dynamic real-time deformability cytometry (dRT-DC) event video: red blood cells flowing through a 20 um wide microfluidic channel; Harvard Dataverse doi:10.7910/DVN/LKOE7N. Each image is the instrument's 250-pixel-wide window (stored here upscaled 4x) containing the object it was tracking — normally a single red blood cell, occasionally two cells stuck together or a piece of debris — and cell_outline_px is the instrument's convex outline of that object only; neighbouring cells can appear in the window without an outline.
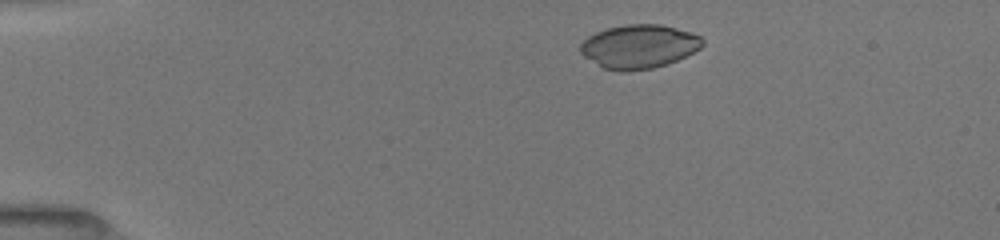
{"species": "common noctule bat (a hibernating species)", "species_latin": "Nyctalus noctula", "temperature_condition": "room temperature", "stored_images_in_passage": 47, "camera_frame_rate_fps": 3000, "um_per_image_px": 0.085, "animal": {"sex": "female", "body_mass_g": 19.5, "forearm_length_mm": 54.1}, "frame": {"image": 1, "passage_image": 5, "time_ms": 1.333, "image_size_px": [1000, 240], "cell_outline_px": [[704, 44], [700, 48], [668, 64], [652, 68], [628, 72], [616, 72], [604, 68], [584, 56], [580, 52], [580, 44], [588, 36], [596, 32], [608, 28], [624, 24], [660, 24], [692, 32], [700, 36], [704, 40]], "centroid_in_image_um": [54.31, 3.95], "position_along_channel_um": 30.7, "area_um2": 31.21}}
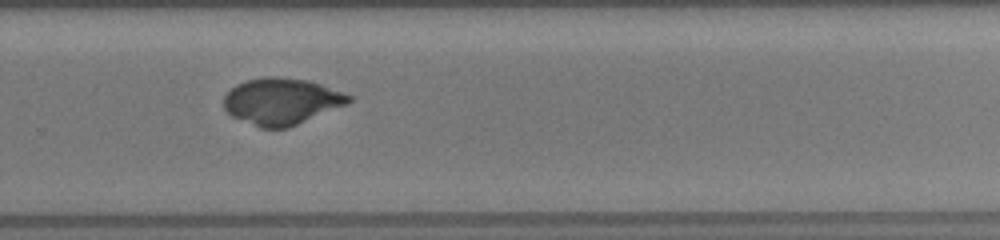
{"frame": {"image": 2, "passage_image": 31, "time_ms": 10.0, "image_size_px": [1000, 240], "cell_outline_px": [[352, 100], [348, 104], [288, 128], [260, 128], [232, 116], [224, 108], [224, 96], [236, 84], [248, 80], [264, 76], [280, 76], [308, 80], [320, 84], [352, 96]], "centroid_in_image_um": [23.93, 8.61], "position_along_channel_um": 305.9, "area_um2": 33.87}}
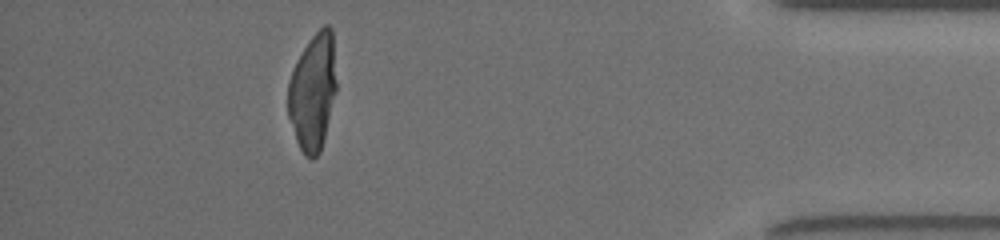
{"frame": {"image": 3, "passage_image": 42, "time_ms": 13.667, "image_size_px": [1000, 240], "cell_outline_px": [[336, 92], [324, 140], [320, 152], [312, 160], [304, 156], [296, 140], [288, 116], [288, 84], [292, 72], [304, 48], [312, 36], [324, 24], [328, 24], [332, 28], [336, 84]], "centroid_in_image_um": [26.6, 7.84], "position_along_channel_um": 408.6, "area_um2": 32.83}}